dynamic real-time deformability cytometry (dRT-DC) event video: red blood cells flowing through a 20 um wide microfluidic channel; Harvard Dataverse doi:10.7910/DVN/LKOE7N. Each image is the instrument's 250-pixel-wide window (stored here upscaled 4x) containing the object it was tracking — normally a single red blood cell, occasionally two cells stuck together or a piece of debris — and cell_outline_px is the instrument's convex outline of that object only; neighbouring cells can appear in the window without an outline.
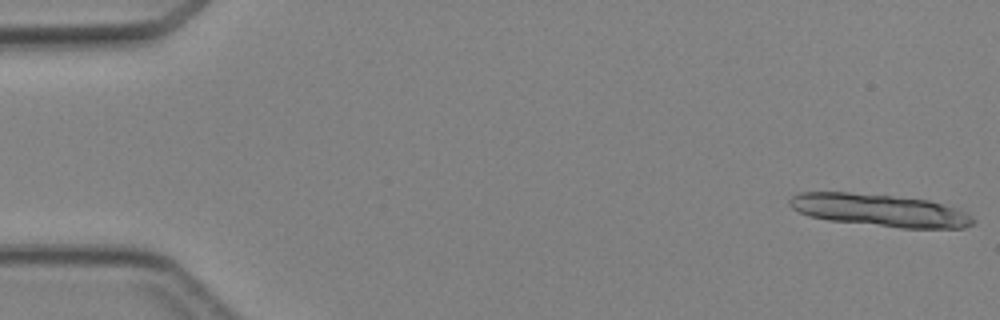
{"species": "Egyptian fruit bat (a non-hibernating species)", "species_latin": "Rousettus aegyptiacus", "temperature_condition": "cold", "stored_images_in_passage": 4, "camera_frame_rate_fps": 3000, "um_per_image_px": 0.085, "animal": {"sex": "female"}, "frame": {"image": 1, "passage_image": 1, "time_ms": 0.0, "image_size_px": [1000, 320], "cell_outline_px": [[976, 220], [972, 224], [964, 228], [900, 228], [828, 220], [808, 216], [792, 208], [788, 204], [788, 200], [792, 196], [800, 192], [848, 192], [928, 200], [956, 208], [972, 216]], "centroid_in_image_um": [74.76, 17.88], "position_along_channel_um": 10.2, "area_um2": 34.51}}